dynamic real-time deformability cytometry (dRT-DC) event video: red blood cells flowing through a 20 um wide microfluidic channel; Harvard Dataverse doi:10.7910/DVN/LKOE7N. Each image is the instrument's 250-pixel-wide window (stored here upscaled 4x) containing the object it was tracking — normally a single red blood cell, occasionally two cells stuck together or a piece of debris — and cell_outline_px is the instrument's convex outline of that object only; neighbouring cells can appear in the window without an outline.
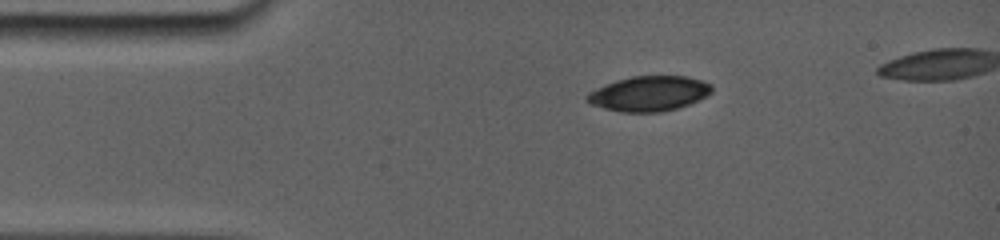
{"species": "common noctule bat (a hibernating species)", "species_latin": "Nyctalus noctula", "temperature_condition": "room temperature", "stored_images_in_passage": 5, "camera_frame_rate_fps": 5000, "um_per_image_px": 0.085, "animal": {"sex": "female", "body_mass_g": 19.0, "forearm_length_mm": 56.7}, "frame": {"image": 1, "passage_image": 1, "time_ms": 0.0, "image_size_px": [1000, 240], "cell_outline_px": [[712, 92], [688, 104], [676, 108], [656, 112], [624, 112], [604, 108], [592, 104], [584, 100], [584, 96], [588, 92], [604, 84], [616, 80], [632, 76], [688, 76], [712, 84]], "centroid_in_image_um": [55.12, 7.94], "position_along_channel_um": 29.9, "area_um2": 25.32}}